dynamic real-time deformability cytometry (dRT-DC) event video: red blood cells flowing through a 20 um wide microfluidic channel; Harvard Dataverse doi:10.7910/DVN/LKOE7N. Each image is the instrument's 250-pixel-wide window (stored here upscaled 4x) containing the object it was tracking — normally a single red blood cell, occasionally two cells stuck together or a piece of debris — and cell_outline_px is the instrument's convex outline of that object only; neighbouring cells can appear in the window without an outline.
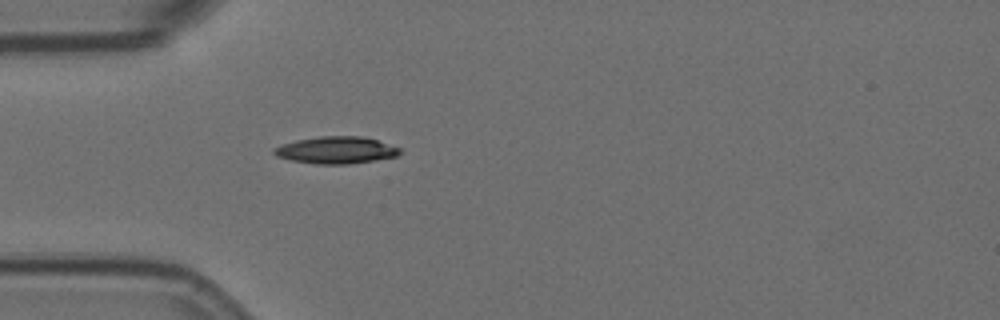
{"species": "Egyptian fruit bat (a non-hibernating species)", "species_latin": "Rousettus aegyptiacus", "temperature_condition": "room temperature", "stored_images_in_passage": 39, "camera_frame_rate_fps": 3000, "um_per_image_px": 0.085, "animal": {"sex": "female"}, "frame": {"image": 1, "passage_image": 1, "time_ms": 0.0, "image_size_px": [1000, 320], "cell_outline_px": [[404, 152], [396, 156], [376, 160], [348, 164], [320, 164], [292, 160], [276, 156], [272, 152], [272, 148], [296, 140], [320, 136], [360, 136], [376, 140], [400, 148]], "centroid_in_image_um": [28.58, 12.76], "position_along_channel_um": 56.4, "area_um2": 19.71}}
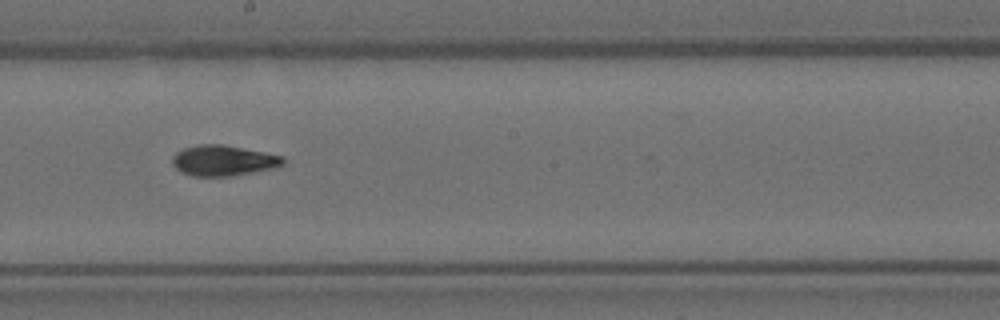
{"frame": {"image": 2, "passage_image": 16, "time_ms": 5.0, "image_size_px": [1000, 320], "cell_outline_px": [[284, 164], [276, 168], [232, 176], [192, 176], [180, 172], [172, 164], [172, 156], [176, 152], [184, 148], [196, 144], [224, 144], [284, 156]], "centroid_in_image_um": [18.98, 13.64], "position_along_channel_um": 229.2, "area_um2": 20.0}}
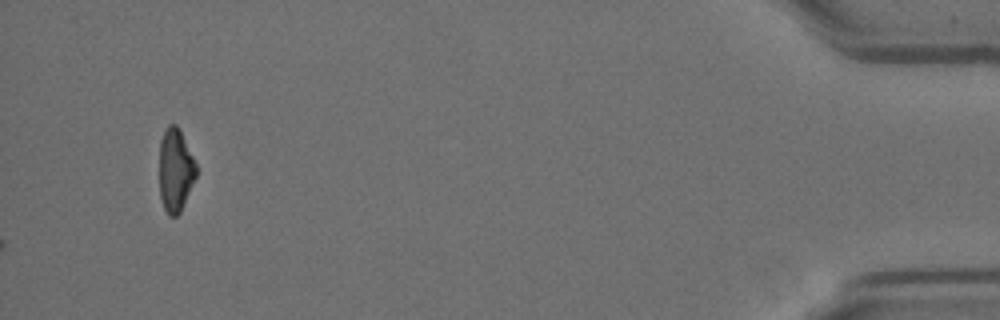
{"frame": {"image": 3, "passage_image": 39, "time_ms": 12.667, "image_size_px": [1000, 320], "cell_outline_px": [[196, 176], [180, 212], [176, 216], [168, 216], [164, 208], [160, 196], [160, 140], [164, 128], [168, 124], [176, 124], [180, 128], [196, 164]], "centroid_in_image_um": [14.9, 14.42], "position_along_channel_um": 420.3, "area_um2": 17.86}, "authors_computed_cell_mechanics": {"area_um2": 19.074, "velocity_mm_per_s": 3.534, "shape_relaxation_time_tau1_ms": 4.5274, "shape_relaxation_time_tau2_ms": 5.6484, "deformation_change_tau1": 0.1738, "deformation_change_tau2": 0.0909}}